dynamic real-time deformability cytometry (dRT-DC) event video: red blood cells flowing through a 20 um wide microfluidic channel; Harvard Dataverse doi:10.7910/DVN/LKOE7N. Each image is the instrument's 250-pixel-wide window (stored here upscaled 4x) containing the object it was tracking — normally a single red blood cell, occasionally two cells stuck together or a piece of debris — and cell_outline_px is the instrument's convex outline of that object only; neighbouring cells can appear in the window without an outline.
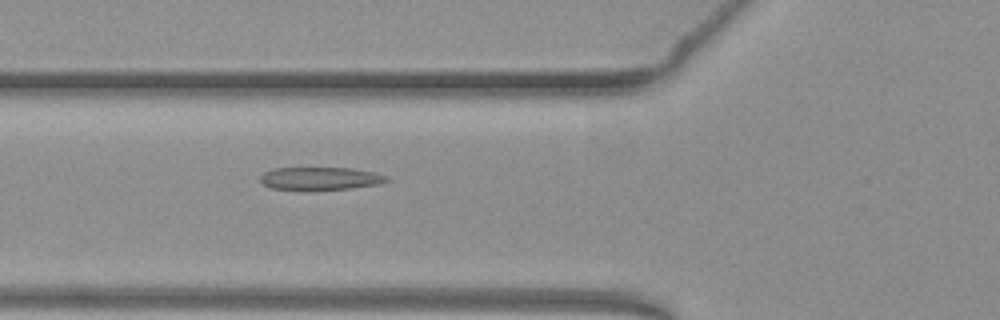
{"species": "common noctule bat (a hibernating species)", "species_latin": "Nyctalus noctula", "temperature_condition": "warm", "stored_images_in_passage": 43, "camera_frame_rate_fps": 3000, "um_per_image_px": 0.085, "animal": {"sex": "female", "body_mass_g": 19.3, "forearm_length_mm": 54.1}, "frame": {"image": 1, "passage_image": 9, "time_ms": 2.667, "image_size_px": [1000, 320], "cell_outline_px": [[392, 180], [380, 184], [352, 188], [272, 188], [264, 184], [260, 180], [260, 176], [264, 172], [272, 168], [352, 168], [376, 172], [388, 176]], "centroid_in_image_um": [27.32, 15.13], "position_along_channel_um": 98.5, "area_um2": 16.42}}
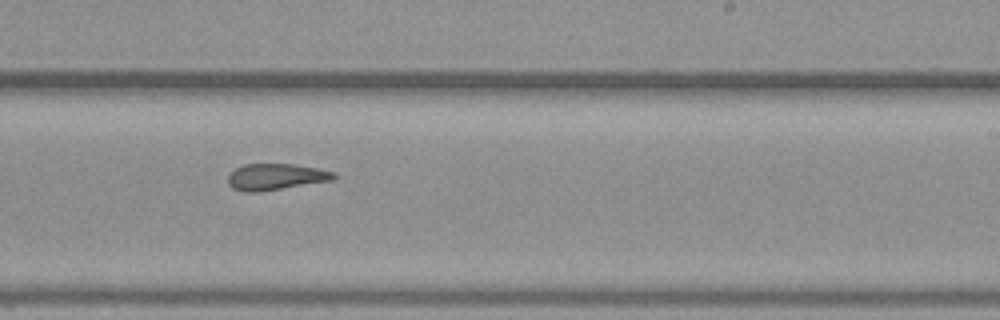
{"frame": {"image": 2, "passage_image": 22, "time_ms": 7.0, "image_size_px": [1000, 320], "cell_outline_px": [[336, 176], [332, 180], [260, 192], [244, 192], [232, 188], [228, 184], [228, 176], [236, 168], [244, 164], [292, 164], [320, 168], [336, 172]], "centroid_in_image_um": [23.44, 15.03], "position_along_channel_um": 265.6, "area_um2": 16.3}}
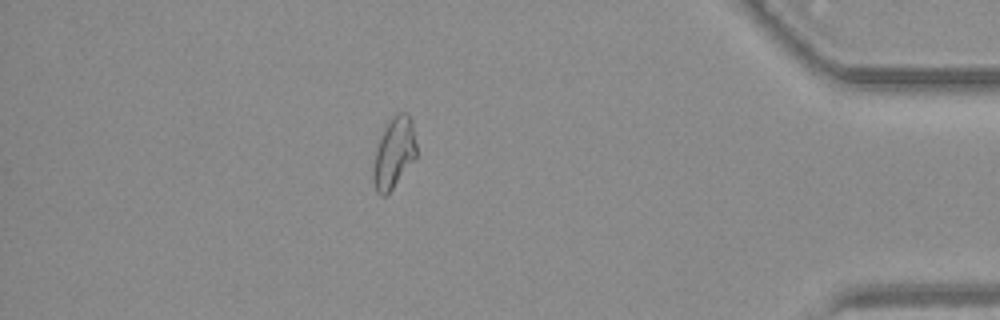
{"frame": {"image": 3, "passage_image": 36, "time_ms": 11.667, "image_size_px": [1000, 320], "cell_outline_px": [[416, 156], [392, 188], [384, 196], [380, 196], [376, 192], [372, 180], [372, 168], [376, 148], [380, 136], [384, 128], [392, 116], [396, 112], [404, 112], [412, 120], [416, 144]], "centroid_in_image_um": [33.45, 12.98], "position_along_channel_um": 401.8, "area_um2": 17.74}, "authors_computed_cell_mechanics": {"area_um2": 17.1088, "velocity_mm_per_s": 3.8614, "shape_relaxation_time_tau1_ms": null, "shape_relaxation_time_tau2_ms": 2.5527, "deformation_change_tau1": null, "deformation_change_tau2": 0.1114}}